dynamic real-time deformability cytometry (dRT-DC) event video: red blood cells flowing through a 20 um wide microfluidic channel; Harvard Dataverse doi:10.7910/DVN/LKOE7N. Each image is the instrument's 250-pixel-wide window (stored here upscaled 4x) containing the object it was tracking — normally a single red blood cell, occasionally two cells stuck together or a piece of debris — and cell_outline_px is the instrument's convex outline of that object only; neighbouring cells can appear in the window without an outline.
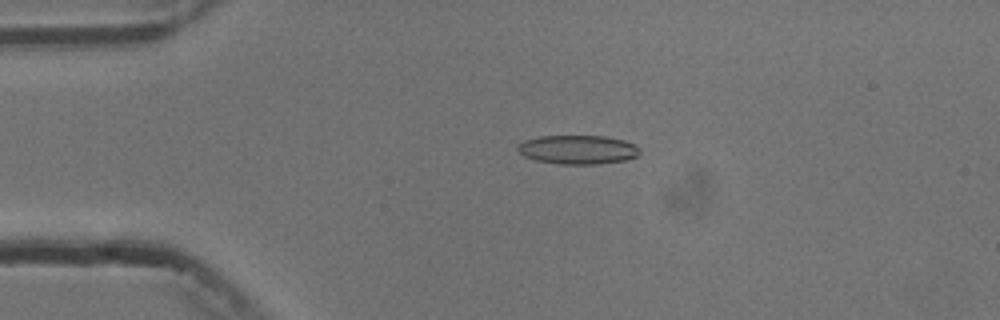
{"species": "common noctule bat (a hibernating species)", "species_latin": "Nyctalus noctula", "temperature_condition": "cold", "stored_images_in_passage": 53, "camera_frame_rate_fps": 3000, "um_per_image_px": 0.085, "animal": {"sex": "male", "body_mass_g": 13.3}, "frame": {"image": 1, "passage_image": 12, "time_ms": 3.667, "image_size_px": [1000, 320], "cell_outline_px": [[640, 152], [636, 156], [624, 160], [596, 164], [560, 164], [536, 160], [524, 156], [516, 148], [524, 140], [540, 136], [604, 136], [624, 140], [636, 144], [640, 148]], "centroid_in_image_um": [49.13, 12.71], "position_along_channel_um": 35.9, "area_um2": 20.52}}
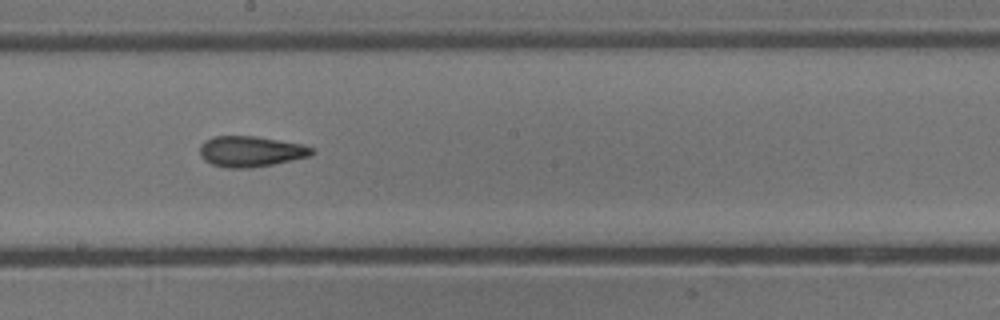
{"frame": {"image": 2, "passage_image": 30, "time_ms": 9.667, "image_size_px": [1000, 320], "cell_outline_px": [[316, 152], [312, 156], [272, 164], [248, 168], [228, 168], [212, 164], [204, 160], [200, 156], [200, 144], [204, 140], [212, 136], [256, 136], [304, 144], [312, 148]], "centroid_in_image_um": [21.32, 12.86], "position_along_channel_um": 226.9, "area_um2": 20.23}}
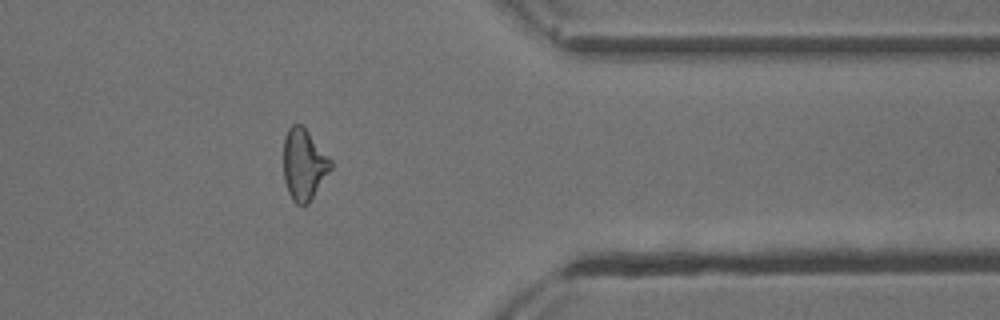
{"frame": {"image": 3, "passage_image": 44, "time_ms": 14.333, "image_size_px": [1000, 320], "cell_outline_px": [[332, 168], [308, 204], [296, 204], [292, 200], [288, 192], [284, 180], [284, 140], [288, 128], [292, 124], [300, 124], [308, 132], [332, 160]], "centroid_in_image_um": [25.83, 13.99], "position_along_channel_um": 385.6, "area_um2": 19.42}, "authors_computed_cell_mechanics": {"area_um2": 19.8254, "velocity_mm_per_s": 3.7573, "shape_relaxation_time_tau1_ms": null, "shape_relaxation_time_tau2_ms": 4.7152, "deformation_change_tau1": null, "deformation_change_tau2": 0.1477}}